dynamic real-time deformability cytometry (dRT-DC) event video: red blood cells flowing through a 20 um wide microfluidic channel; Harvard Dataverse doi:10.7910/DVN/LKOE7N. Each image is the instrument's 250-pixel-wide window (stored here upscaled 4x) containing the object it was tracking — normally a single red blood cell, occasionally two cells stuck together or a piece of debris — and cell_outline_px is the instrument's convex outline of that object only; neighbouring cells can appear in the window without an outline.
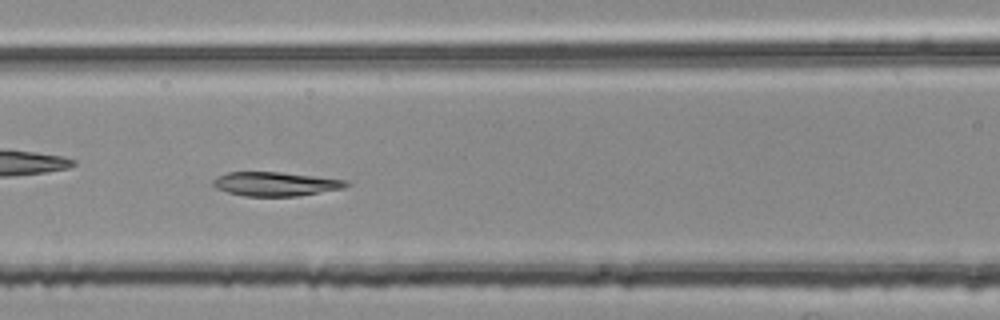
{"species": "common noctule bat (a hibernating species)", "species_latin": "Nyctalus noctula", "temperature_condition": "room temperature", "stored_images_in_passage": 51, "camera_frame_rate_fps": 3000, "um_per_image_px": 0.085, "animal": {"sex": "female", "body_mass_g": 25.1}, "frame": {"image": 1, "passage_image": 22, "time_ms": 7.0, "image_size_px": [1000, 320], "cell_outline_px": [[352, 184], [344, 188], [296, 196], [244, 196], [228, 192], [216, 188], [212, 184], [212, 180], [228, 172], [280, 172], [348, 180]], "centroid_in_image_um": [23.45, 15.63], "position_along_channel_um": 143.2, "area_um2": 18.55}, "authors_computed_cell_mechanics": {"area_um2": 19.1896, "velocity_mm_per_s": 3.7497, "shape_relaxation_time_tau1_ms": 5.6021, "shape_relaxation_time_tau2_ms": 2.2923, "deformation_change_tau1": 0.1805, "deformation_change_tau2": 0.0753}}